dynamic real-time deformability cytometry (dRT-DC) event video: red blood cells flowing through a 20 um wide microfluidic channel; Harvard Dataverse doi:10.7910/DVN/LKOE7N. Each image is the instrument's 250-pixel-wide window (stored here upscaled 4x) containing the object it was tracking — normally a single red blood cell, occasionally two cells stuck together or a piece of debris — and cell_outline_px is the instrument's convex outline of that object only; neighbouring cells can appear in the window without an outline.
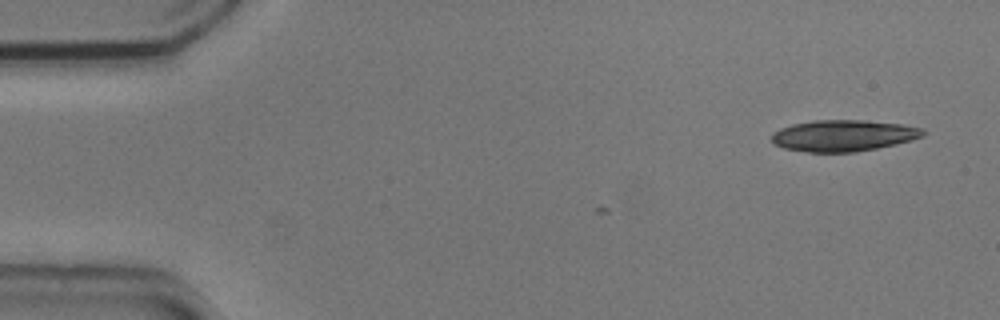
{"species": "common noctule bat (a hibernating species)", "species_latin": "Nyctalus noctula", "temperature_condition": "cold", "stored_images_in_passage": 3, "segment_of_instrument_passage": [2, 2], "camera_frame_rate_fps": 3000, "um_per_image_px": 0.085, "animal": {"sex": "male", "body_mass_g": 20.5, "forearm_length_mm": 52.5}, "frame": {"image": 1, "passage_image": 3, "time_ms": 0.667, "image_size_px": [1000, 320], "cell_outline_px": [[928, 132], [924, 136], [912, 140], [896, 144], [856, 152], [808, 152], [784, 148], [772, 144], [772, 132], [780, 128], [792, 124], [812, 120], [864, 120], [900, 124], [924, 128]], "centroid_in_image_um": [71.7, 11.52], "position_along_channel_um": 13.3, "area_um2": 27.92}}